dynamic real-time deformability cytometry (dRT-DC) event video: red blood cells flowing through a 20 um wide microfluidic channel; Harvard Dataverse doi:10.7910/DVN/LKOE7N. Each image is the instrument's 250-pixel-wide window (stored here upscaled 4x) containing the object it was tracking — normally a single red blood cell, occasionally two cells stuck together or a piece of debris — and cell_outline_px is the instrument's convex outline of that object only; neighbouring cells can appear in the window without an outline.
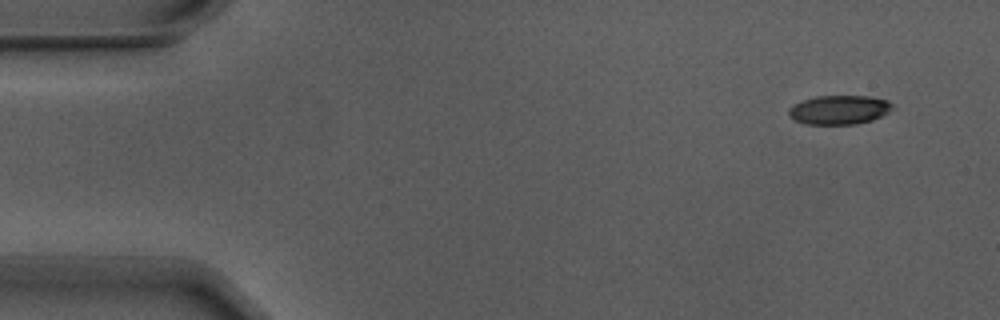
{"species": "Egyptian fruit bat (a non-hibernating species)", "species_latin": "Rousettus aegyptiacus", "temperature_condition": "warm", "stored_images_in_passage": 5, "segment_of_instrument_passage": [2, 2], "camera_frame_rate_fps": 3000, "um_per_image_px": 0.085, "animal": {"sex": "male"}, "frame": {"image": 1, "passage_image": 5, "time_ms": 1.333, "image_size_px": [1000, 320], "cell_outline_px": [[892, 108], [888, 112], [872, 120], [856, 124], [804, 124], [788, 116], [788, 108], [792, 104], [816, 96], [868, 96], [888, 100], [892, 104]], "centroid_in_image_um": [71.3, 9.33], "position_along_channel_um": 13.7, "area_um2": 17.57}}